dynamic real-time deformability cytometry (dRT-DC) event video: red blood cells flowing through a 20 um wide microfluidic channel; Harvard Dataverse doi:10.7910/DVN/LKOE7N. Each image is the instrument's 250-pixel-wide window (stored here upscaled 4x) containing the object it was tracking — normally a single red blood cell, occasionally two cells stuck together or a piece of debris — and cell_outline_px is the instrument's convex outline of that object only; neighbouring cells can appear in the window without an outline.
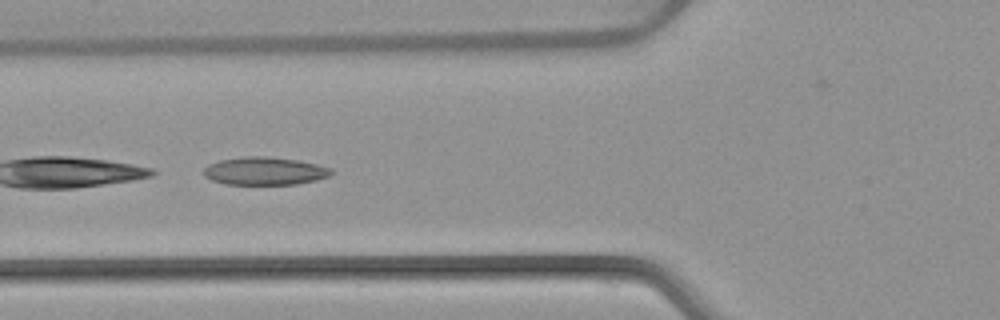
{"species": "common noctule bat (a hibernating species)", "species_latin": "Nyctalus noctula", "temperature_condition": "warm", "stored_images_in_passage": 30, "camera_frame_rate_fps": 3000, "um_per_image_px": 0.085, "animal": {"sex": "female", "body_mass_g": 22.7, "forearm_length_mm": 54.2}, "frame": {"image": 1, "passage_image": 5, "time_ms": 1.333, "image_size_px": [1000, 320], "cell_outline_px": [[332, 172], [328, 176], [316, 180], [296, 184], [224, 184], [212, 180], [204, 176], [204, 168], [208, 164], [220, 160], [244, 156], [264, 156], [296, 160], [316, 164], [332, 168]], "centroid_in_image_um": [22.47, 14.53], "position_along_channel_um": 103.3, "area_um2": 20.63}, "authors_computed_cell_mechanics": {"area_um2": 20.0277, "velocity_mm_per_s": 3.8585, "shape_relaxation_time_tau1_ms": null, "shape_relaxation_time_tau2_ms": 2.7931, "deformation_change_tau1": null, "deformation_change_tau2": 0.0857}}